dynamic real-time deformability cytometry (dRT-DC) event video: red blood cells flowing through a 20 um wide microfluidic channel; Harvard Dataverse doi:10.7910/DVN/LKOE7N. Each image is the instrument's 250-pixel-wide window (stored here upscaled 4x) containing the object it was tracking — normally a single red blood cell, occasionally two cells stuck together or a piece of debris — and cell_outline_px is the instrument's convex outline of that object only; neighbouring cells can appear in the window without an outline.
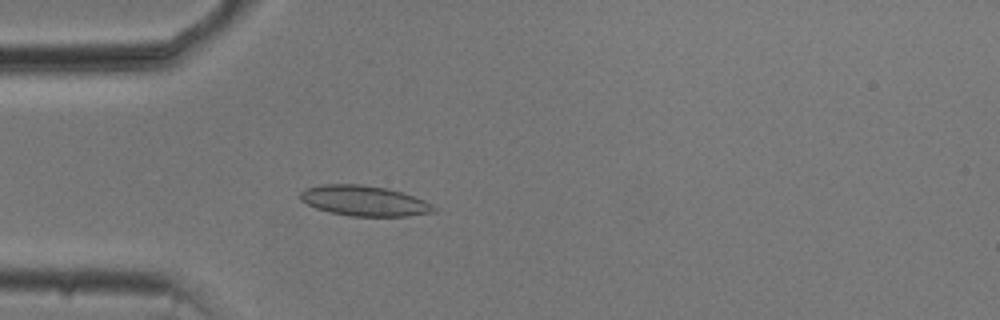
{"species": "common noctule bat (a hibernating species)", "species_latin": "Nyctalus noctula", "temperature_condition": "cold", "stored_images_in_passage": 51, "camera_frame_rate_fps": 3000, "um_per_image_px": 0.085, "animal": {"sex": "male", "body_mass_g": 20.5, "forearm_length_mm": 52.5}, "frame": {"image": 1, "passage_image": 13, "time_ms": 4.0, "image_size_px": [1000, 320], "cell_outline_px": [[436, 212], [408, 216], [352, 216], [328, 212], [316, 208], [300, 200], [300, 192], [304, 188], [320, 184], [360, 184], [388, 188], [424, 200], [432, 204], [436, 208]], "centroid_in_image_um": [30.94, 17.06], "position_along_channel_um": 54.1, "area_um2": 23.7}}
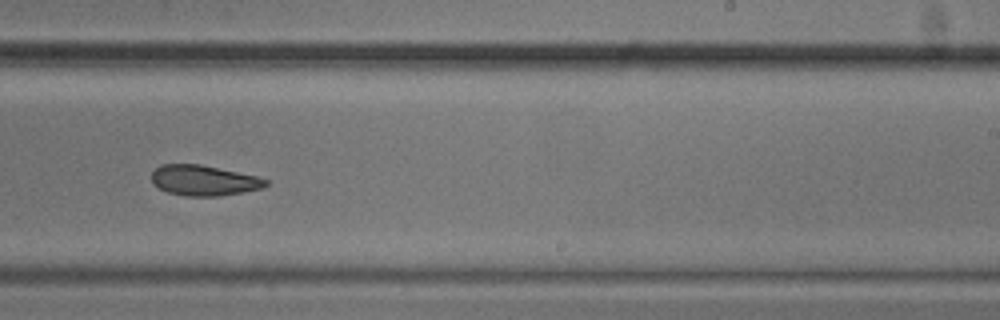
{"frame": {"image": 2, "passage_image": 31, "time_ms": 10.0, "image_size_px": [1000, 320], "cell_outline_px": [[268, 184], [264, 188], [244, 192], [216, 196], [184, 196], [168, 192], [152, 184], [152, 172], [160, 164], [200, 164], [256, 176], [268, 180]], "centroid_in_image_um": [17.32, 15.34], "position_along_channel_um": 271.7, "area_um2": 20.23}}
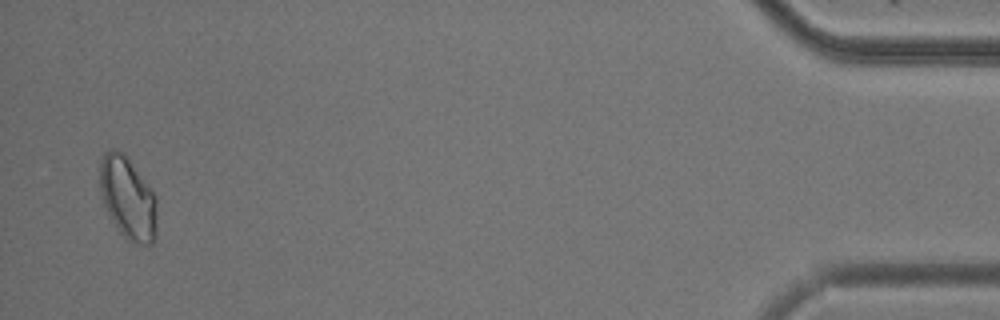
{"frame": {"image": 3, "passage_image": 50, "time_ms": 16.333, "image_size_px": [1000, 320], "cell_outline_px": [[156, 236], [152, 244], [136, 244], [124, 236], [120, 232], [112, 220], [104, 204], [100, 188], [100, 160], [104, 152], [108, 148], [116, 148], [124, 152], [128, 156], [152, 192], [156, 200]], "centroid_in_image_um": [10.85, 16.79], "position_along_channel_um": 424.3, "area_um2": 27.34}, "authors_computed_cell_mechanics": {"area_um2": 22.253, "velocity_mm_per_s": 3.7376, "shape_relaxation_time_tau1_ms": null, "shape_relaxation_time_tau2_ms": 7.6943, "deformation_change_tau1": null, "deformation_change_tau2": 0.1137}}